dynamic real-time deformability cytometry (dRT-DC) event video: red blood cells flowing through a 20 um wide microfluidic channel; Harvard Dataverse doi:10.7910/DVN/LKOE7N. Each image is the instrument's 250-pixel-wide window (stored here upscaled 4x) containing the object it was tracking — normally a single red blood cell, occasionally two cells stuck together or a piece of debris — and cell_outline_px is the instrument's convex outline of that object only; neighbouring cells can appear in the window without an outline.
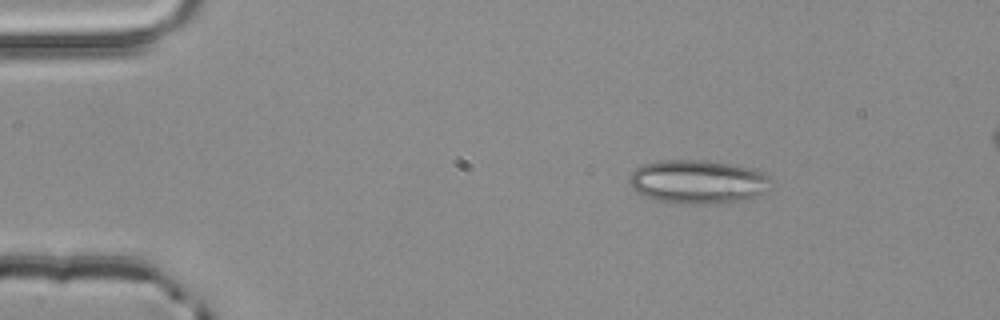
{"species": "common noctule bat (a hibernating species)", "species_latin": "Nyctalus noctula", "temperature_condition": "room temperature", "stored_images_in_passage": 3, "segment_of_instrument_passage": [1, 2], "camera_frame_rate_fps": 3000, "um_per_image_px": 0.085, "animal": {"sex": "male", "body_mass_g": 20.4}, "frame": {"image": 1, "passage_image": 1, "time_ms": 0.0, "image_size_px": [1000, 320], "cell_outline_px": [[768, 180], [764, 192], [748, 200], [716, 204], [680, 204], [656, 200], [640, 196], [628, 184], [628, 180], [632, 172], [636, 168], [644, 164], [660, 160], [708, 160], [732, 164], [748, 168], [760, 172], [768, 176]], "centroid_in_image_um": [59.23, 15.47], "position_along_channel_um": 25.8, "area_um2": 36.3}}